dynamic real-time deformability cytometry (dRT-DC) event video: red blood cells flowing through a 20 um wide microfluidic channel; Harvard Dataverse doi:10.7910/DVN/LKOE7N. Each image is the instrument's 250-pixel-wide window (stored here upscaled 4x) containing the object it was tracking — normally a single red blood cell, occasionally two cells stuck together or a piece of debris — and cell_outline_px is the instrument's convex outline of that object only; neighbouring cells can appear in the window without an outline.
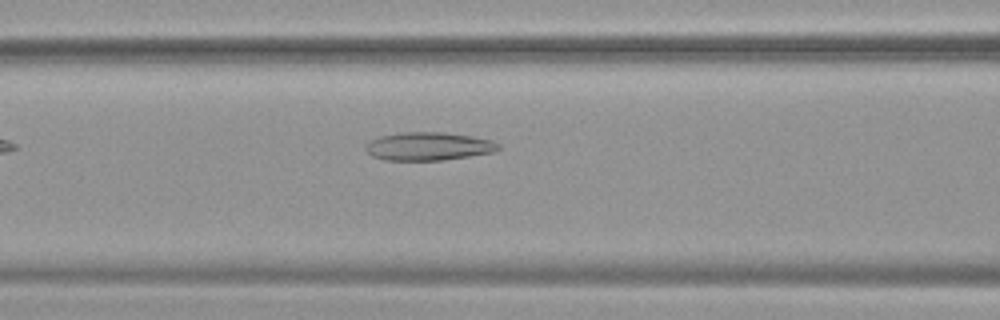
{"species": "common noctule bat (a hibernating species)", "species_latin": "Nyctalus noctula", "temperature_condition": "warm", "stored_images_in_passage": 37, "camera_frame_rate_fps": 3000, "um_per_image_px": 0.085, "animal": {"sex": "female", "body_mass_g": 19.9}, "frame": {"image": 1, "passage_image": 6, "time_ms": 1.667, "image_size_px": [1000, 320], "cell_outline_px": [[500, 148], [496, 152], [444, 160], [384, 160], [372, 156], [364, 148], [372, 140], [380, 136], [400, 132], [444, 132], [472, 136], [492, 140], [500, 144]], "centroid_in_image_um": [36.46, 12.43], "position_along_channel_um": 130.1, "area_um2": 21.91}}
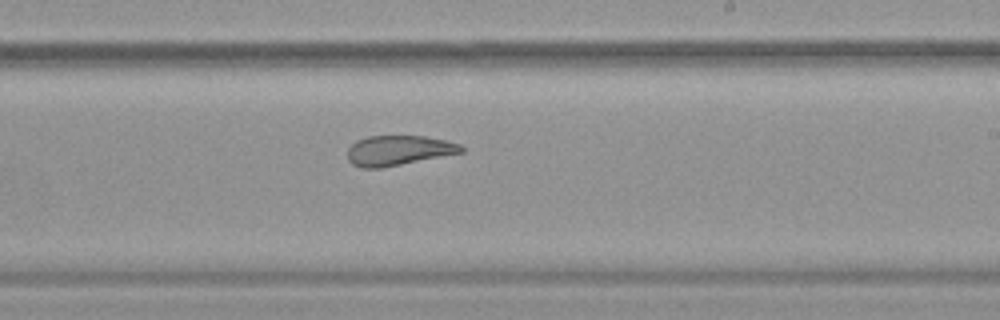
{"frame": {"image": 2, "passage_image": 16, "time_ms": 5.0, "image_size_px": [1000, 320], "cell_outline_px": [[464, 152], [380, 168], [360, 168], [352, 164], [348, 160], [348, 148], [356, 140], [368, 136], [424, 136], [448, 140], [460, 144], [464, 148]], "centroid_in_image_um": [33.87, 12.78], "position_along_channel_um": 255.1, "area_um2": 19.88}}
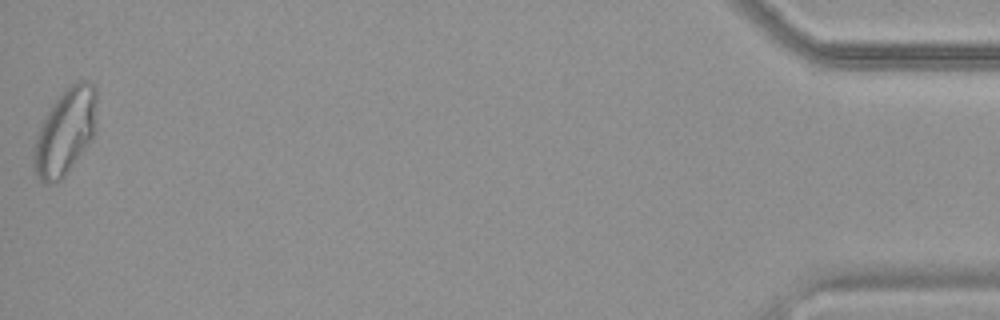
{"frame": {"image": 3, "passage_image": 37, "time_ms": 12.0, "image_size_px": [1000, 320], "cell_outline_px": [[96, 100], [92, 140], [64, 176], [60, 180], [48, 184], [44, 184], [36, 176], [32, 164], [32, 148], [36, 136], [44, 116], [52, 104], [76, 80], [88, 80], [96, 88]], "centroid_in_image_um": [5.5, 11.23], "position_along_channel_um": 429.7, "area_um2": 31.5}, "authors_computed_cell_mechanics": {"area_um2": 22.1374, "velocity_mm_per_s": 3.7633, "shape_relaxation_time_tau1_ms": null, "shape_relaxation_time_tau2_ms": 2.0228, "deformation_change_tau1": null, "deformation_change_tau2": 0.1014}}